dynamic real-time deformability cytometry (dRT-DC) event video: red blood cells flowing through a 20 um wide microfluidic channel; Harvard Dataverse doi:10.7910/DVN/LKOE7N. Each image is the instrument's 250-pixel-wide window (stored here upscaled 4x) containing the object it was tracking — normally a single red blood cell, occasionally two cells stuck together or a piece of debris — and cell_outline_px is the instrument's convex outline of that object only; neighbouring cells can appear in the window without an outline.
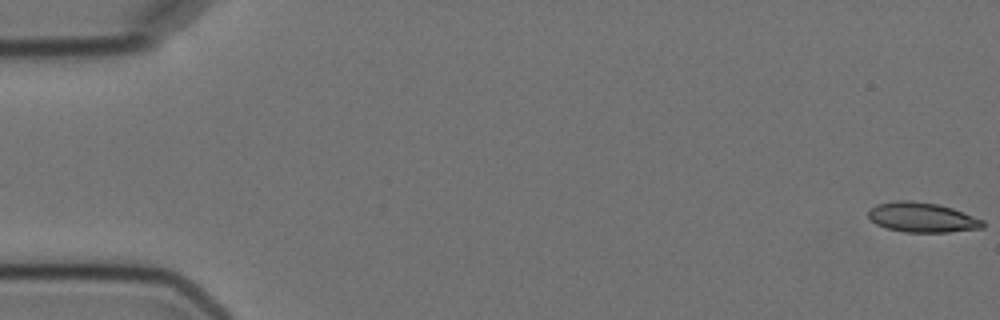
{"species": "Egyptian fruit bat (a non-hibernating species)", "species_latin": "Rousettus aegyptiacus", "temperature_condition": "cold", "stored_images_in_passage": 5, "camera_frame_rate_fps": 3000, "um_per_image_px": 0.085, "animal": {"sex": "female"}, "frame": {"image": 1, "passage_image": 1, "time_ms": 0.0, "image_size_px": [1000, 320], "cell_outline_px": [[984, 228], [948, 232], [904, 232], [888, 228], [876, 224], [868, 216], [868, 212], [876, 204], [896, 200], [908, 200], [936, 204], [952, 208], [984, 220]], "centroid_in_image_um": [78.39, 18.48], "position_along_channel_um": 6.6, "area_um2": 19.77}}
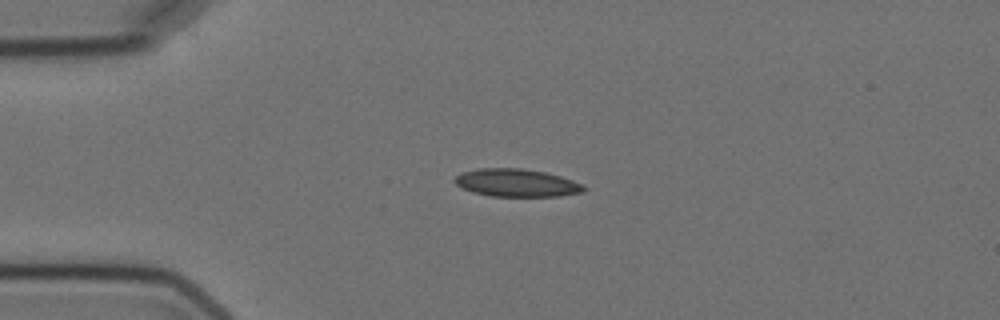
{"frame": {"image": 2, "passage_image": 4, "time_ms": 4.333, "image_size_px": [1000, 320], "cell_outline_px": [[588, 188], [584, 192], [560, 196], [492, 196], [472, 192], [456, 184], [452, 180], [460, 172], [480, 168], [520, 168], [544, 172], [560, 176], [572, 180]], "centroid_in_image_um": [43.9, 15.54], "position_along_channel_um": 41.1, "area_um2": 20.87}}